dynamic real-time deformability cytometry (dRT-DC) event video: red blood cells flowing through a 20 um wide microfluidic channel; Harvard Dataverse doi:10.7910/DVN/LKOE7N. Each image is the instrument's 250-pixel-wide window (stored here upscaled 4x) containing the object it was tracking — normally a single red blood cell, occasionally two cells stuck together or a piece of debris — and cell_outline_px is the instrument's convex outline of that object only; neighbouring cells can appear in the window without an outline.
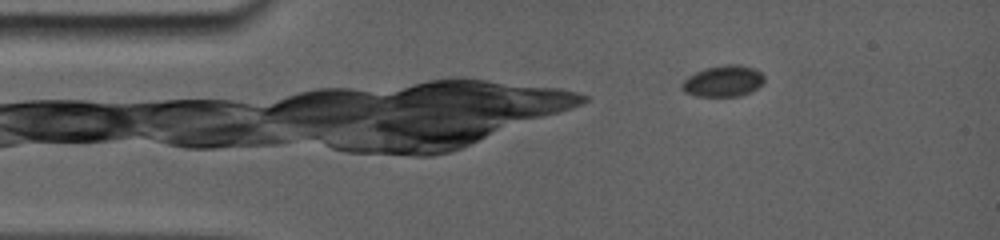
{"species": "common noctule bat (a hibernating species)", "species_latin": "Nyctalus noctula", "temperature_condition": "room temperature", "stored_images_in_passage": 75, "camera_frame_rate_fps": 5000, "um_per_image_px": 0.085, "animal": {"sex": "female", "body_mass_g": 19.0, "forearm_length_mm": 56.7}, "frame": {"image": 1, "passage_image": 4, "time_ms": 1.0, "image_size_px": [1000, 240], "cell_outline_px": [[764, 80], [752, 92], [740, 96], [696, 96], [684, 92], [680, 88], [680, 84], [688, 76], [704, 68], [724, 64], [740, 64], [756, 68], [764, 76]], "centroid_in_image_um": [61.46, 6.88], "position_along_channel_um": 23.5, "area_um2": 15.2}}
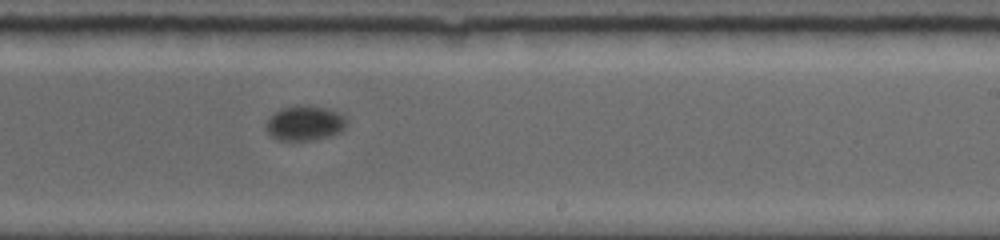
{"frame": {"image": 2, "passage_image": 47, "time_ms": 9.4, "image_size_px": [1000, 240], "cell_outline_px": [[348, 120], [344, 128], [340, 132], [328, 136], [312, 140], [276, 140], [268, 132], [268, 120], [280, 108], [296, 104], [300, 104], [324, 108], [336, 112], [344, 116]], "centroid_in_image_um": [25.92, 10.46], "position_along_channel_um": 263.1, "area_um2": 16.13}}
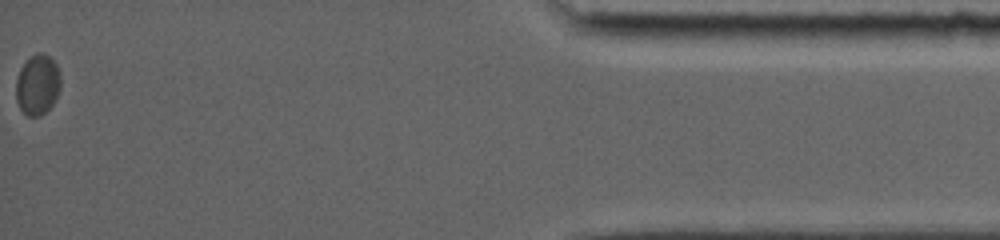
{"frame": {"image": 3, "passage_image": 75, "time_ms": 16.2, "image_size_px": [1000, 240], "cell_outline_px": [[60, 88], [56, 100], [40, 116], [28, 116], [20, 108], [16, 100], [16, 80], [20, 68], [36, 52], [40, 52], [48, 56], [56, 64], [60, 72]], "centroid_in_image_um": [3.2, 7.2], "position_along_channel_um": 432.0, "area_um2": 15.61}}